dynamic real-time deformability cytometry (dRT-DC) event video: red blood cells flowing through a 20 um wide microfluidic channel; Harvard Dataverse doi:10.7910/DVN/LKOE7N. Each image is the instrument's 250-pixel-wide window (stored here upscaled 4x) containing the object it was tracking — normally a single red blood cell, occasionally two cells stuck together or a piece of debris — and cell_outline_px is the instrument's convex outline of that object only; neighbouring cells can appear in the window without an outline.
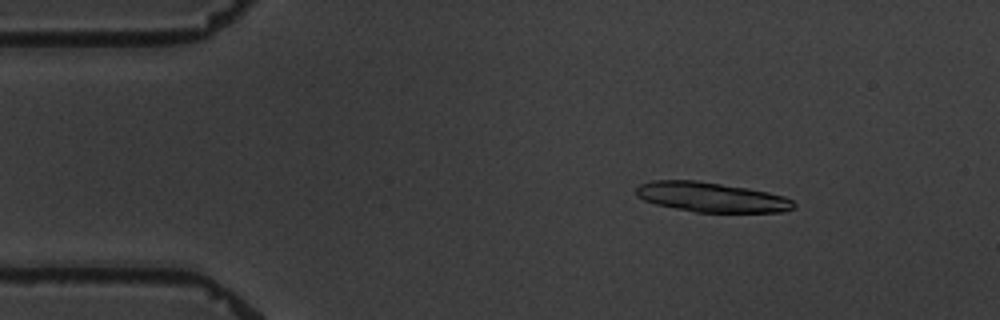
{"species": "common noctule bat (a hibernating species)", "species_latin": "Nyctalus noctula", "temperature_condition": "warm", "stored_images_in_passage": 5, "camera_frame_rate_fps": 3000, "um_per_image_px": 0.085, "animal": {"sex": "male", "body_mass_g": 19.5, "forearm_length_mm": 54.6}, "frame": {"image": 1, "passage_image": 3, "time_ms": 2.333, "image_size_px": [1000, 320], "cell_outline_px": [[796, 208], [784, 212], [696, 212], [656, 204], [644, 200], [636, 196], [636, 188], [640, 184], [652, 180], [696, 180], [748, 188], [768, 192], [784, 196], [792, 200], [796, 204]], "centroid_in_image_um": [60.49, 16.76], "position_along_channel_um": 24.5, "area_um2": 27.4}}